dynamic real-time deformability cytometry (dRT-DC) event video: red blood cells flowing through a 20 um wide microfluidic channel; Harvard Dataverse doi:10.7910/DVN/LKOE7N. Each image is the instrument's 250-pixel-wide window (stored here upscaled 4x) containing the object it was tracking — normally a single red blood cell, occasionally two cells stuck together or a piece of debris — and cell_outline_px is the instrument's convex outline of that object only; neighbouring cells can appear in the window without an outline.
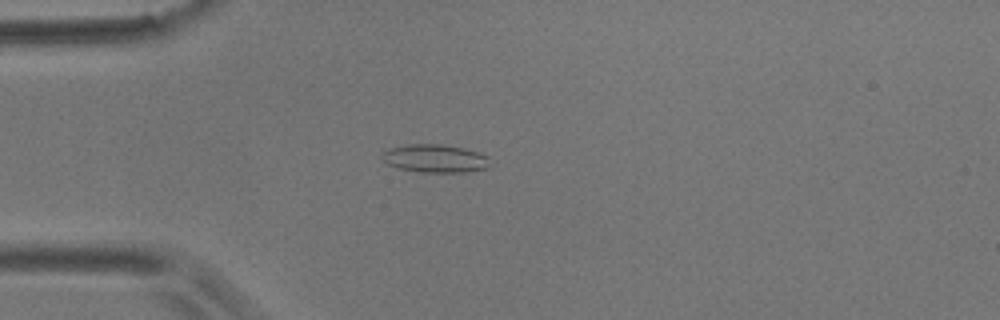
{"species": "common noctule bat (a hibernating species)", "species_latin": "Nyctalus noctula", "temperature_condition": "room temperature", "stored_images_in_passage": 54, "camera_frame_rate_fps": 3000, "um_per_image_px": 0.085, "animal": {"sex": "male", "body_mass_g": 17.9}, "frame": {"image": 1, "passage_image": 14, "time_ms": 4.333, "image_size_px": [1000, 320], "cell_outline_px": [[488, 168], [468, 172], [420, 172], [396, 168], [388, 164], [380, 156], [384, 152], [392, 148], [408, 144], [444, 144], [464, 148], [488, 156]], "centroid_in_image_um": [36.98, 13.47], "position_along_channel_um": 48.0, "area_um2": 17.63}}
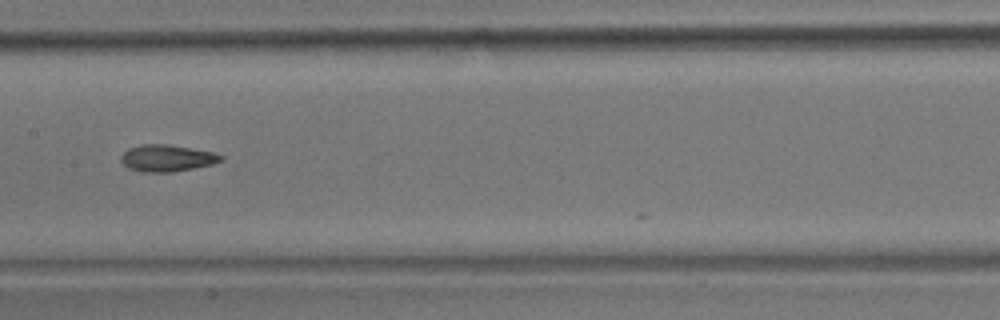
{"frame": {"image": 2, "passage_image": 27, "time_ms": 8.667, "image_size_px": [1000, 320], "cell_outline_px": [[224, 160], [212, 164], [172, 172], [140, 172], [128, 168], [120, 160], [120, 156], [128, 148], [140, 144], [168, 144], [212, 152], [224, 156]], "centroid_in_image_um": [14.16, 13.44], "position_along_channel_um": 193.2, "area_um2": 15.61}}
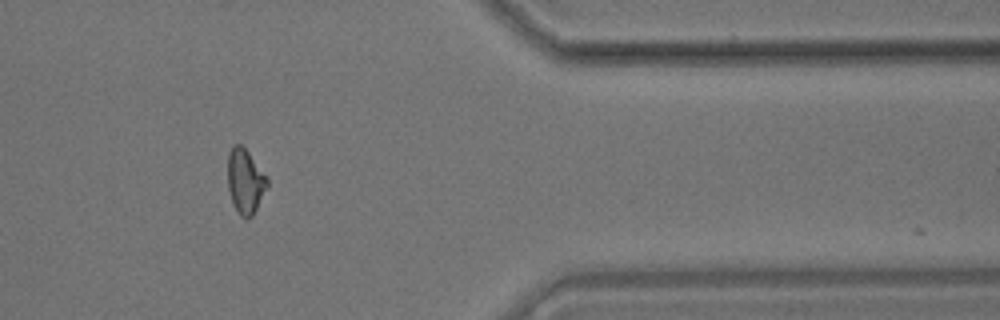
{"frame": {"image": 3, "passage_image": 45, "time_ms": 14.667, "image_size_px": [1000, 320], "cell_outline_px": [[268, 188], [252, 216], [248, 220], [244, 220], [240, 216], [232, 204], [228, 188], [228, 152], [236, 144], [240, 144], [248, 152], [268, 180]], "centroid_in_image_um": [20.83, 15.47], "position_along_channel_um": 390.6, "area_um2": 14.85}, "authors_computed_cell_mechanics": {"area_um2": 15.317, "velocity_mm_per_s": 3.649, "shape_relaxation_time_tau1_ms": null, "shape_relaxation_time_tau2_ms": 3.5381, "deformation_change_tau1": null, "deformation_change_tau2": 0.0958}}